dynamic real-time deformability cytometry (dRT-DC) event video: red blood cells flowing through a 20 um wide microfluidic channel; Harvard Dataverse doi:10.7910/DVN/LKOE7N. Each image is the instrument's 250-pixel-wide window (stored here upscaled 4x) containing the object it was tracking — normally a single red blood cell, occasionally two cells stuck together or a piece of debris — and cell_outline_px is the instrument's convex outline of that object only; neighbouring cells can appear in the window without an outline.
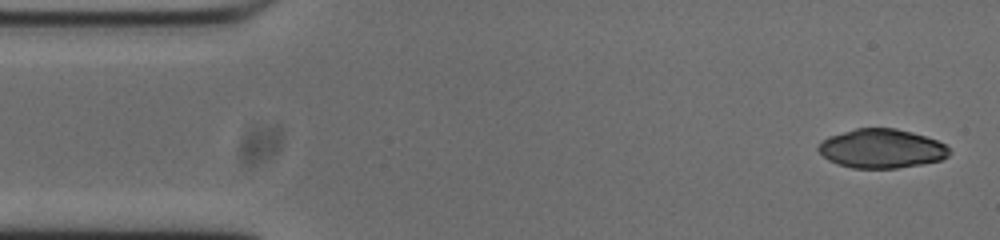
{"species": "common noctule bat (a hibernating species)", "species_latin": "Nyctalus noctula", "temperature_condition": "cold", "stored_images_in_passage": 52, "camera_frame_rate_fps": 3000, "um_per_image_px": 0.085, "animal": {"sex": "male", "body_mass_g": 20.0, "forearm_length_mm": 53.3}, "frame": {"image": 1, "passage_image": 1, "time_ms": 0.0, "image_size_px": [1000, 240], "cell_outline_px": [[952, 152], [948, 156], [940, 160], [920, 164], [896, 168], [852, 168], [828, 160], [816, 148], [828, 136], [856, 128], [896, 128], [912, 132], [936, 140], [944, 144]], "centroid_in_image_um": [74.93, 12.62], "position_along_channel_um": 10.1, "area_um2": 29.59}}